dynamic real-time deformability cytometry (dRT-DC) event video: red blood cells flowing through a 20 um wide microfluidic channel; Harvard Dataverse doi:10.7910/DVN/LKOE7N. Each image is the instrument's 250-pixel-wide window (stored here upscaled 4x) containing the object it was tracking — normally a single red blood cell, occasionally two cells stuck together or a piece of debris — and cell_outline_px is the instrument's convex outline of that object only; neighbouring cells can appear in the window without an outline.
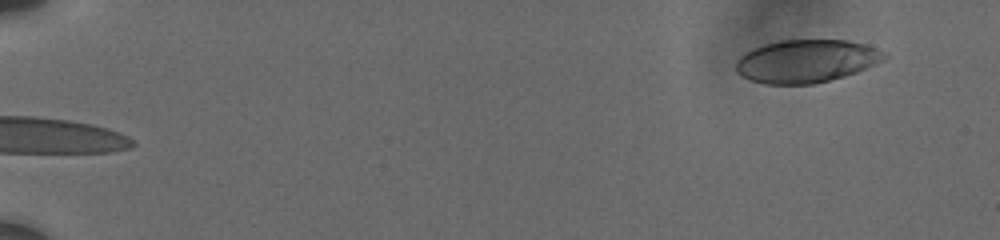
{"species": "human", "species_latin": "Homo sapiens", "temperature_condition": "cold", "stored_images_in_passage": 32, "camera_frame_rate_fps": 3000, "um_per_image_px": 0.085, "donor": {"sex": "male"}, "frame": {"image": 1, "passage_image": 1, "time_ms": 0.0, "image_size_px": [1000, 240], "cell_outline_px": [[888, 56], [884, 60], [856, 72], [844, 76], [812, 84], [764, 84], [752, 80], [736, 72], [736, 60], [744, 52], [752, 48], [764, 44], [780, 40], [848, 40], [864, 44], [888, 52]], "centroid_in_image_um": [68.54, 5.18], "position_along_channel_um": 16.5, "area_um2": 37.17}}
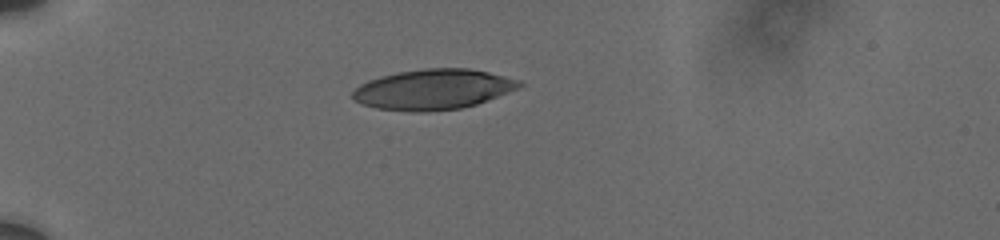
{"frame": {"image": 2, "passage_image": 31, "time_ms": 4.333, "image_size_px": [1000, 240], "cell_outline_px": [[524, 84], [508, 92], [476, 104], [460, 108], [428, 112], [412, 112], [376, 108], [360, 104], [352, 100], [352, 92], [360, 84], [368, 80], [380, 76], [396, 72], [428, 68], [468, 68], [488, 72], [520, 80]], "centroid_in_image_um": [36.76, 7.6], "position_along_channel_um": 48.2, "area_um2": 39.19}}